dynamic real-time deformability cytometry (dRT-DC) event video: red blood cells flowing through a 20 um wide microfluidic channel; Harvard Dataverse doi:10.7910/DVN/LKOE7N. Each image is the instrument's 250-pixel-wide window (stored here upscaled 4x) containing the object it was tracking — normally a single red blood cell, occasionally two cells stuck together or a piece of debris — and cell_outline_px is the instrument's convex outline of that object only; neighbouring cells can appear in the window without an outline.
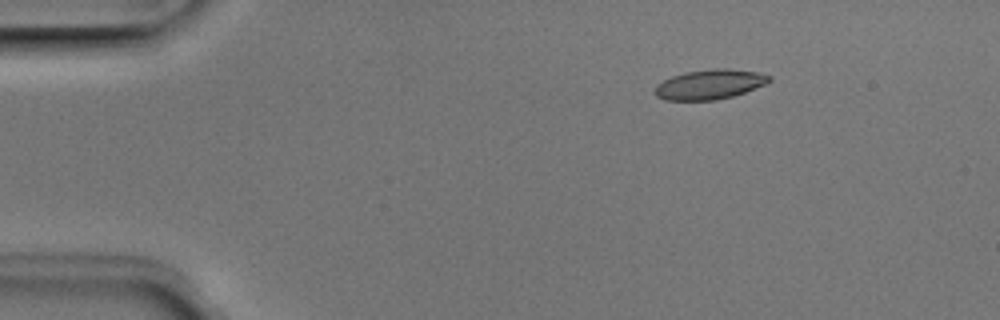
{"species": "Egyptian fruit bat (a non-hibernating species)", "species_latin": "Rousettus aegyptiacus", "temperature_condition": "room temperature", "stored_images_in_passage": 5, "camera_frame_rate_fps": 3000, "um_per_image_px": 0.085, "animal": {"sex": "male"}, "frame": {"image": 1, "passage_image": 3, "time_ms": 0.667, "image_size_px": [1000, 320], "cell_outline_px": [[772, 80], [764, 84], [744, 92], [732, 96], [716, 100], [664, 100], [656, 96], [656, 84], [672, 76], [684, 72], [712, 68], [728, 68], [760, 72], [772, 76]], "centroid_in_image_um": [60.34, 7.16], "position_along_channel_um": 24.7, "area_um2": 19.88}}
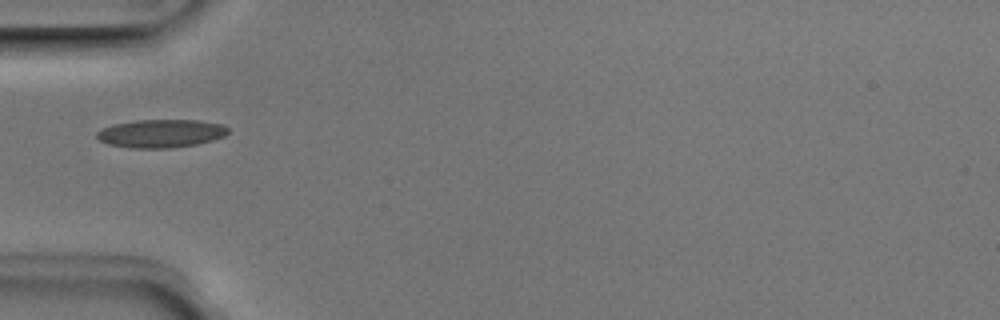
{"frame": {"image": 2, "passage_image": 5, "time_ms": 1.333, "image_size_px": [1000, 320], "cell_outline_px": [[228, 132], [224, 136], [212, 140], [196, 144], [172, 148], [132, 148], [108, 144], [100, 140], [96, 136], [96, 132], [112, 124], [136, 120], [200, 120], [220, 124], [228, 128]], "centroid_in_image_um": [13.67, 11.34], "position_along_channel_um": 71.3, "area_um2": 21.5}}